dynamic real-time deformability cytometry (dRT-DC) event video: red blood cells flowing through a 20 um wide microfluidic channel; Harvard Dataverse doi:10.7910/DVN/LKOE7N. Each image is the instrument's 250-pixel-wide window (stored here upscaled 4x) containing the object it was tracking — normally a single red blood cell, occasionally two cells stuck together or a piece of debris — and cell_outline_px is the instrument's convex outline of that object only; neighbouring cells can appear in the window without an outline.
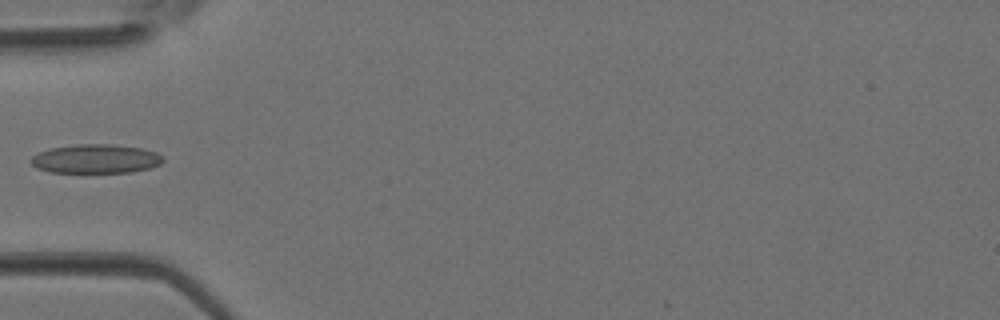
{"species": "Egyptian fruit bat (a non-hibernating species)", "species_latin": "Rousettus aegyptiacus", "temperature_condition": "room temperature", "stored_images_in_passage": 3, "camera_frame_rate_fps": 3000, "um_per_image_px": 0.085, "animal": {"sex": "female"}, "frame": {"image": 1, "passage_image": 3, "time_ms": 0.667, "image_size_px": [1000, 320], "cell_outline_px": [[164, 160], [160, 164], [152, 168], [132, 172], [48, 172], [36, 168], [28, 160], [32, 156], [48, 148], [76, 144], [112, 144], [140, 148], [156, 152]], "centroid_in_image_um": [8.1, 13.5], "position_along_channel_um": 76.9, "area_um2": 22.43}}